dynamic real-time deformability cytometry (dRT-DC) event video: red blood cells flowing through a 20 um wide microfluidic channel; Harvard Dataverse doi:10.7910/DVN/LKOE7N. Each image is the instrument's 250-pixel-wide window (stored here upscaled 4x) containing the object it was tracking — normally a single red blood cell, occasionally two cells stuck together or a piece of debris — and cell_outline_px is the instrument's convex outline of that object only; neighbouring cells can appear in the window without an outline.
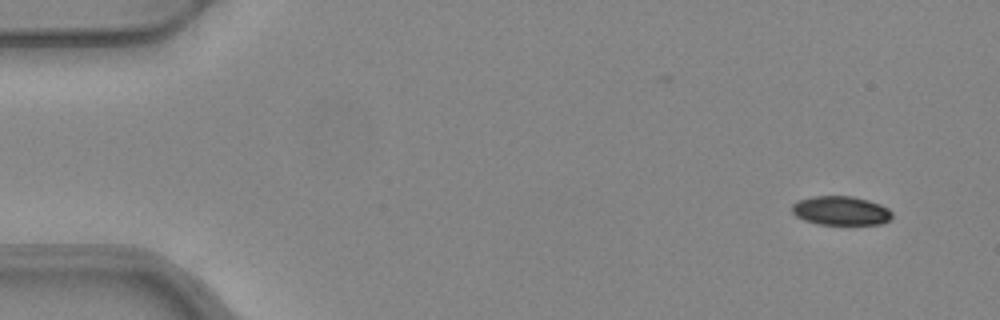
{"species": "common noctule bat (a hibernating species)", "species_latin": "Nyctalus noctula", "temperature_condition": "warm", "stored_images_in_passage": 7, "camera_frame_rate_fps": 3000, "um_per_image_px": 0.085, "animal": {"sex": "female", "body_mass_g": 24.6, "forearm_length_mm": 56.2}, "frame": {"image": 1, "passage_image": 1, "time_ms": 0.0, "image_size_px": [1000, 320], "cell_outline_px": [[892, 216], [888, 220], [880, 224], [816, 224], [804, 220], [796, 216], [792, 212], [792, 204], [800, 200], [816, 196], [852, 196], [868, 200], [880, 204], [888, 208], [892, 212]], "centroid_in_image_um": [71.47, 17.91], "position_along_channel_um": 13.5, "area_um2": 16.82}}